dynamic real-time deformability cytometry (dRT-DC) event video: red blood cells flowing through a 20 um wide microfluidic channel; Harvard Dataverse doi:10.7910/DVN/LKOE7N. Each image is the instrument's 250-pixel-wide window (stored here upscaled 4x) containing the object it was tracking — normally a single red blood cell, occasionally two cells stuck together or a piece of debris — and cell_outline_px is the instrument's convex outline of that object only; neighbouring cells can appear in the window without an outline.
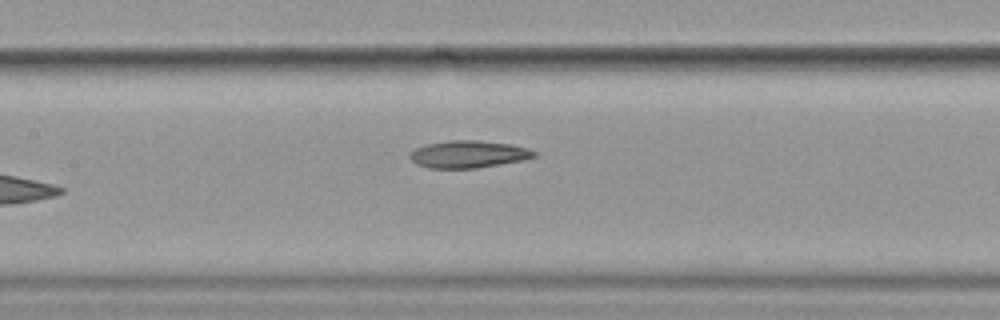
{"species": "common noctule bat (a hibernating species)", "species_latin": "Nyctalus noctula", "temperature_condition": "cold", "stored_images_in_passage": 7, "camera_frame_rate_fps": 3000, "um_per_image_px": 0.085, "animal": {"sex": "female", "body_mass_g": 19.9}, "frame": {"image": 1, "passage_image": 7, "time_ms": 8.0, "image_size_px": [1000, 320], "cell_outline_px": [[536, 156], [524, 160], [476, 168], [428, 168], [416, 164], [408, 156], [416, 148], [428, 144], [448, 140], [476, 140], [512, 144], [528, 148], [536, 152]], "centroid_in_image_um": [39.83, 13.11], "position_along_channel_um": 167.6, "area_um2": 19.71}}